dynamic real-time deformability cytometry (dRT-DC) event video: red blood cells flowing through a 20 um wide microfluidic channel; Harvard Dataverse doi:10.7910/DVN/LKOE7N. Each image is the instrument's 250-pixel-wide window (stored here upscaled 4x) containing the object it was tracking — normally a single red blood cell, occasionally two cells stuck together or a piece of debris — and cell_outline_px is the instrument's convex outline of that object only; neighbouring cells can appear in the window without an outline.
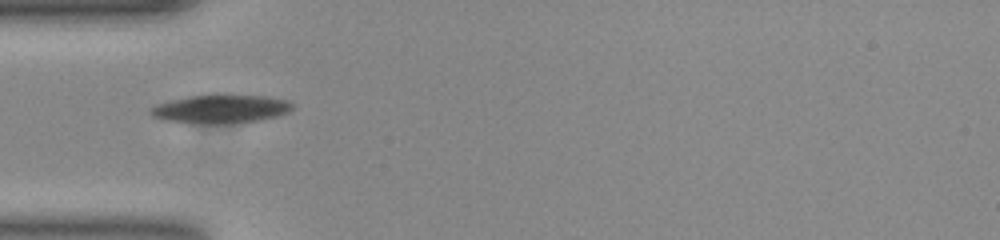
{"species": "common noctule bat (a hibernating species)", "species_latin": "Nyctalus noctula", "temperature_condition": "room temperature", "stored_images_in_passage": 39, "camera_frame_rate_fps": 3000, "um_per_image_px": 0.085, "animal": {"sex": "female", "body_mass_g": 23.0, "forearm_length_mm": 53.4}, "frame": {"image": 1, "passage_image": 1, "time_ms": 0.0, "image_size_px": [1000, 240], "cell_outline_px": [[292, 108], [288, 112], [276, 116], [260, 120], [232, 124], [196, 124], [168, 120], [152, 116], [148, 112], [148, 108], [156, 104], [168, 100], [188, 96], [264, 96], [288, 100], [292, 104]], "centroid_in_image_um": [18.7, 9.29], "position_along_channel_um": 66.3, "area_um2": 23.47}}
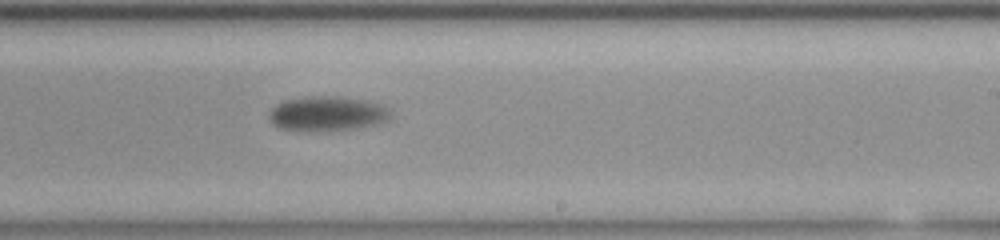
{"frame": {"image": 2, "passage_image": 17, "time_ms": 5.333, "image_size_px": [1000, 240], "cell_outline_px": [[392, 116], [388, 120], [376, 124], [352, 128], [324, 132], [280, 128], [272, 124], [268, 120], [268, 116], [272, 108], [276, 104], [284, 100], [304, 96], [340, 96], [368, 100], [384, 104], [392, 108]], "centroid_in_image_um": [27.86, 9.64], "position_along_channel_um": 261.1, "area_um2": 25.2}}
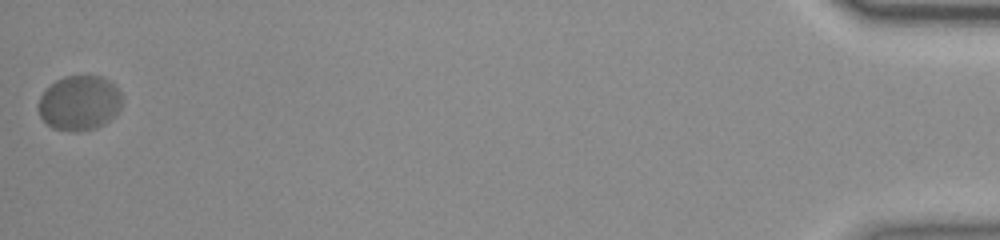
{"frame": {"image": 3, "passage_image": 39, "time_ms": 12.667, "image_size_px": [1000, 240], "cell_outline_px": [[124, 100], [120, 108], [104, 124], [96, 128], [76, 132], [72, 132], [52, 128], [40, 116], [36, 108], [36, 104], [44, 88], [56, 80], [64, 76], [104, 76], [124, 96]], "centroid_in_image_um": [6.71, 8.75], "position_along_channel_um": 428.5, "area_um2": 27.17}, "authors_computed_cell_mechanics": {"area_um2": 25.721, "velocity_mm_per_s": 3.6647, "shape_relaxation_time_tau1_ms": 10.5838, "shape_relaxation_time_tau2_ms": null, "deformation_change_tau1": 0.2163, "deformation_change_tau2": null}}